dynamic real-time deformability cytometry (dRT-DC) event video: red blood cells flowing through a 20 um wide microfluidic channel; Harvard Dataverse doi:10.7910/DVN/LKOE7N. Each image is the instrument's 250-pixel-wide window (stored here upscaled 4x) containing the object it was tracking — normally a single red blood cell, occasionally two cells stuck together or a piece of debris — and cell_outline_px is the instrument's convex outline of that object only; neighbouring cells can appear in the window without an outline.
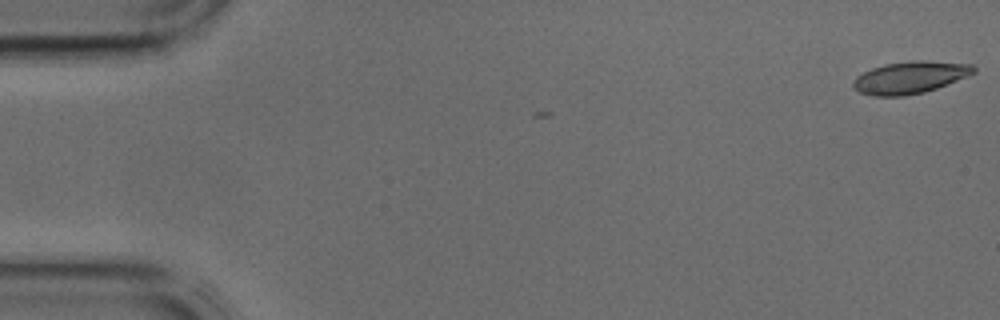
{"species": "common noctule bat (a hibernating species)", "species_latin": "Nyctalus noctula", "temperature_condition": "cold", "stored_images_in_passage": 3, "camera_frame_rate_fps": 3000, "um_per_image_px": 0.085, "animal": {"sex": "male", "body_mass_g": 17.9, "forearm_length_mm": 54.2}, "frame": {"image": 1, "passage_image": 1, "time_ms": 0.0, "image_size_px": [1000, 320], "cell_outline_px": [[976, 72], [968, 76], [936, 88], [924, 92], [904, 96], [876, 96], [860, 92], [852, 88], [852, 84], [856, 76], [872, 68], [884, 64], [912, 60], [924, 60], [972, 64], [976, 68]], "centroid_in_image_um": [77.35, 6.57], "position_along_channel_um": 7.6, "area_um2": 22.6}}